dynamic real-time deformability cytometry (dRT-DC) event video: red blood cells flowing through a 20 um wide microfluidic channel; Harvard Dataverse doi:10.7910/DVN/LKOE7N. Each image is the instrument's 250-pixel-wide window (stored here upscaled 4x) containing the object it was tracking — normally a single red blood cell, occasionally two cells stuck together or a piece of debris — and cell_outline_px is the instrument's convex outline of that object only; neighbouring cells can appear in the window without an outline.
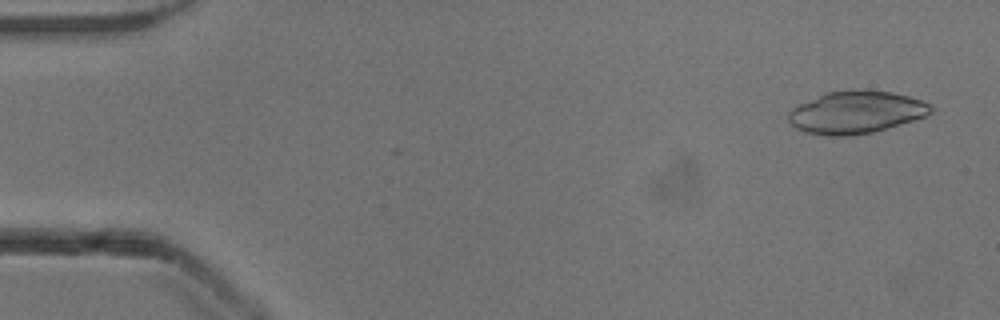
{"species": "common noctule bat (a hibernating species)", "species_latin": "Nyctalus noctula", "temperature_condition": "cold", "stored_images_in_passage": 51, "camera_frame_rate_fps": 3000, "um_per_image_px": 0.085, "animal": {"sex": "male", "body_mass_g": 13.3}, "frame": {"image": 1, "passage_image": 3, "time_ms": 0.667, "image_size_px": [1000, 320], "cell_outline_px": [[932, 112], [924, 116], [912, 120], [872, 132], [844, 136], [832, 136], [808, 132], [796, 128], [788, 120], [788, 112], [792, 108], [824, 92], [852, 88], [856, 88], [892, 92], [908, 96], [920, 100], [928, 104], [932, 108]], "centroid_in_image_um": [72.73, 9.51], "position_along_channel_um": 12.3, "area_um2": 35.03}}